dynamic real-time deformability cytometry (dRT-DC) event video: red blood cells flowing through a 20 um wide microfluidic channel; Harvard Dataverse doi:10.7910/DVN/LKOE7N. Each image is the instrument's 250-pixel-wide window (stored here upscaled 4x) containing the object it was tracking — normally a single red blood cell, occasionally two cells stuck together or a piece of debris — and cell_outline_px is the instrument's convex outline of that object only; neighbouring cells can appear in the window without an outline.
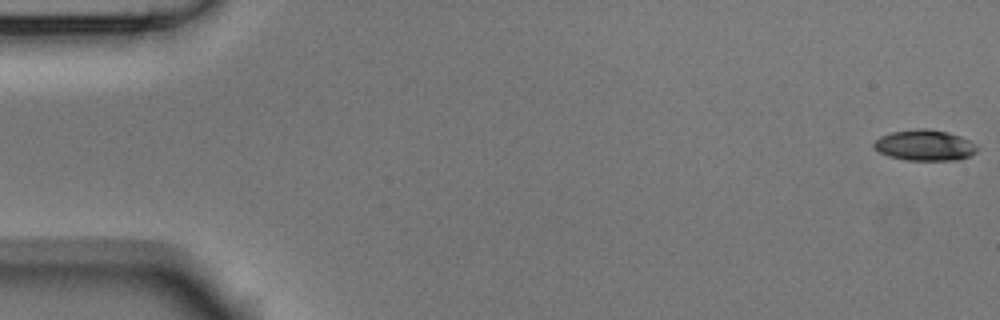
{"species": "Egyptian fruit bat (a non-hibernating species)", "species_latin": "Rousettus aegyptiacus", "temperature_condition": "room temperature", "stored_images_in_passage": 55, "camera_frame_rate_fps": 3000, "um_per_image_px": 0.085, "animal": {"sex": "male"}, "frame": {"image": 1, "passage_image": 1, "time_ms": 0.0, "image_size_px": [1000, 320], "cell_outline_px": [[980, 148], [976, 152], [960, 160], [908, 160], [888, 156], [872, 148], [872, 144], [880, 136], [892, 132], [916, 128], [928, 128], [948, 132], [960, 136], [976, 144]], "centroid_in_image_um": [78.6, 12.34], "position_along_channel_um": 6.4, "area_um2": 18.73}}
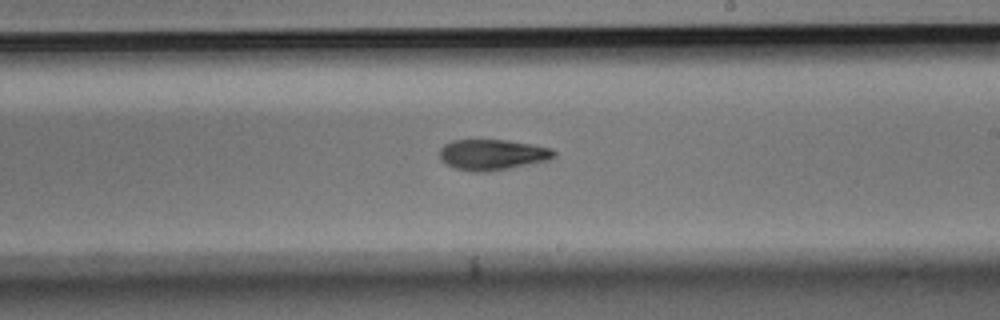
{"frame": {"image": 2, "passage_image": 32, "time_ms": 10.333, "image_size_px": [1000, 320], "cell_outline_px": [[556, 156], [548, 160], [508, 168], [484, 172], [476, 172], [456, 168], [440, 160], [440, 148], [444, 144], [452, 140], [508, 140], [532, 144], [552, 148], [556, 152]], "centroid_in_image_um": [41.86, 13.13], "position_along_channel_um": 247.1, "area_um2": 20.35}}
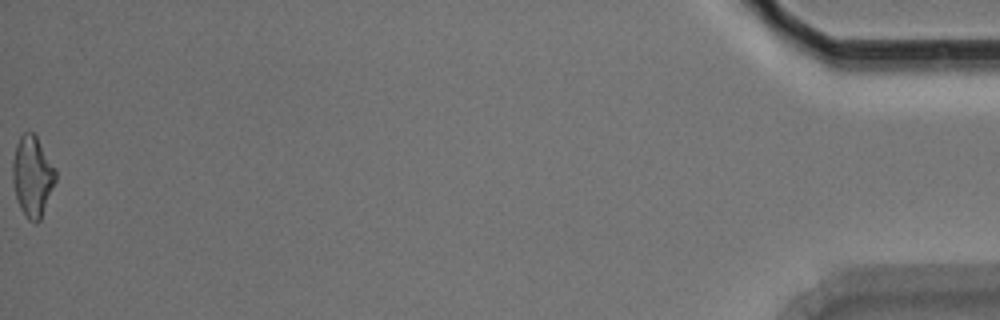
{"frame": {"image": 3, "passage_image": 55, "time_ms": 18.0, "image_size_px": [1000, 320], "cell_outline_px": [[56, 180], [40, 220], [36, 224], [28, 220], [20, 208], [16, 200], [12, 180], [12, 164], [16, 144], [20, 136], [24, 132], [32, 132], [36, 136], [56, 168]], "centroid_in_image_um": [2.75, 15.0], "position_along_channel_um": 432.5, "area_um2": 20.29}, "authors_computed_cell_mechanics": {"area_um2": 19.9988, "velocity_mm_per_s": 3.7195, "shape_relaxation_time_tau1_ms": 4.866, "shape_relaxation_time_tau2_ms": 5.1407, "deformation_change_tau1": 0.1677, "deformation_change_tau2": 0.131}}